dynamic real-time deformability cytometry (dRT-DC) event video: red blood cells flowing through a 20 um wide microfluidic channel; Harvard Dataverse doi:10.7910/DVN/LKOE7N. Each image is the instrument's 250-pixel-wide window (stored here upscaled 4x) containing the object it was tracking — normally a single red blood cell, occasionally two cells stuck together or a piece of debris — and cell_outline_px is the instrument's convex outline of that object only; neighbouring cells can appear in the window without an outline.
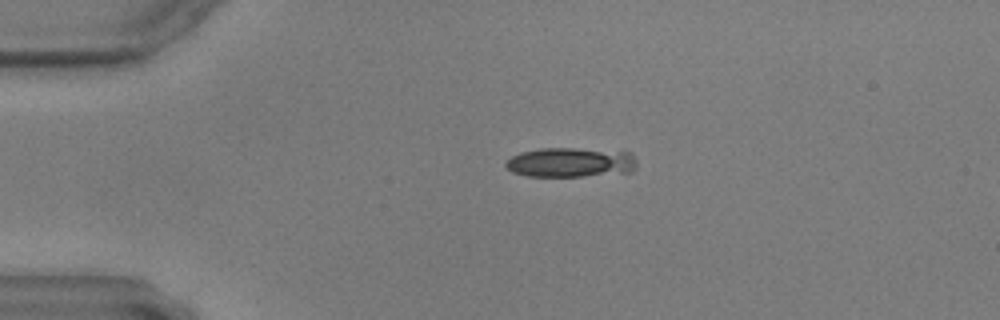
{"species": "common noctule bat (a hibernating species)", "species_latin": "Nyctalus noctula", "temperature_condition": "warm", "stored_images_in_passage": 19, "camera_frame_rate_fps": 3000, "um_per_image_px": 0.085, "animal": {"sex": "male", "body_mass_g": 17.9, "forearm_length_mm": 54.2}, "frame": {"image": 1, "passage_image": 14, "time_ms": 4.333, "image_size_px": [1000, 320], "cell_outline_px": [[636, 168], [632, 172], [580, 176], [528, 176], [512, 172], [504, 164], [512, 156], [520, 152], [540, 148], [624, 148], [632, 152], [636, 160]], "centroid_in_image_um": [48.63, 13.76], "position_along_channel_um": 36.4, "area_um2": 23.41}}